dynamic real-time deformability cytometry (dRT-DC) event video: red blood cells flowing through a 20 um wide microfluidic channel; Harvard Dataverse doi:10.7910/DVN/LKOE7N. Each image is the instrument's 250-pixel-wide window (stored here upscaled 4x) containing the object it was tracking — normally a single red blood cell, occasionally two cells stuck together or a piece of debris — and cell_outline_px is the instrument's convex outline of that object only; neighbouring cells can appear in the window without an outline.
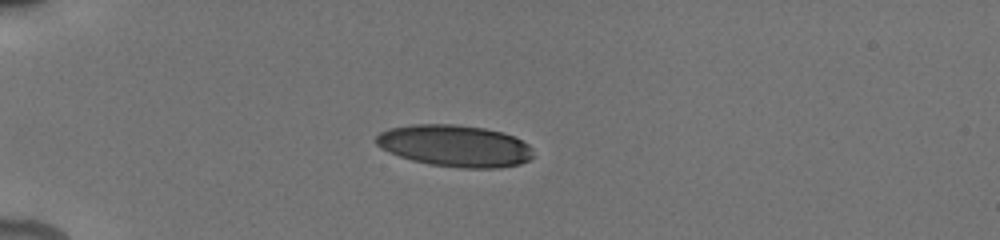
{"species": "human", "species_latin": "Homo sapiens", "temperature_condition": "cold", "stored_images_in_passage": 54, "camera_frame_rate_fps": 3000, "um_per_image_px": 0.085, "donor": {"sex": "male"}, "frame": {"image": 1, "passage_image": 1, "time_ms": 0.0, "image_size_px": [1000, 240], "cell_outline_px": [[532, 156], [528, 160], [520, 164], [500, 168], [460, 168], [432, 164], [412, 160], [400, 156], [380, 148], [376, 144], [376, 136], [380, 132], [388, 128], [416, 124], [456, 124], [484, 128], [504, 132], [528, 144], [532, 148]], "centroid_in_image_um": [38.66, 12.39], "position_along_channel_um": 46.3, "area_um2": 38.21}}
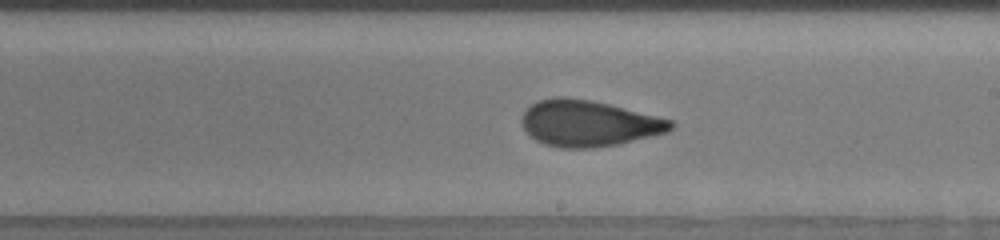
{"frame": {"image": 2, "passage_image": 32, "time_ms": 6.0, "image_size_px": [1000, 240], "cell_outline_px": [[676, 124], [668, 132], [616, 144], [596, 148], [560, 148], [544, 144], [536, 140], [524, 128], [520, 120], [524, 112], [536, 100], [556, 96], [568, 96], [592, 100], [672, 120]], "centroid_in_image_um": [50.0, 10.47], "position_along_channel_um": 239.0, "area_um2": 40.0}}
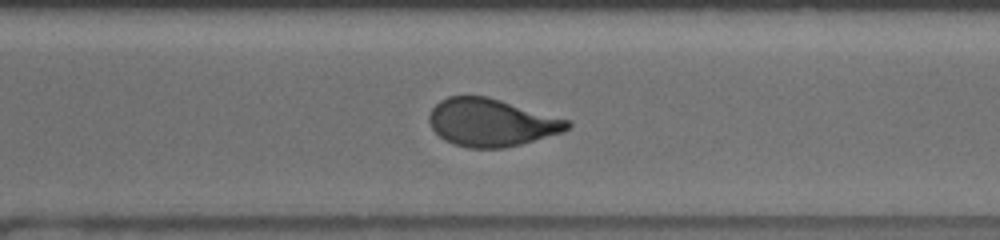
{"frame": {"image": 3, "passage_image": 39, "time_ms": 8.333, "image_size_px": [1000, 240], "cell_outline_px": [[572, 124], [564, 132], [520, 144], [504, 148], [468, 148], [452, 144], [444, 140], [432, 128], [428, 120], [428, 116], [432, 108], [440, 100], [448, 96], [488, 96], [572, 120]], "centroid_in_image_um": [41.78, 10.41], "position_along_channel_um": 328.8, "area_um2": 38.73}, "authors_computed_cell_mechanics": {"area_um2": 39.6508, "velocity_mm_per_s": 3.8602, "shape_relaxation_time_tau1_ms": 5.7634, "shape_relaxation_time_tau2_ms": 1.0311, "deformation_change_tau1": 0.1832, "deformation_change_tau2": 0.081}}